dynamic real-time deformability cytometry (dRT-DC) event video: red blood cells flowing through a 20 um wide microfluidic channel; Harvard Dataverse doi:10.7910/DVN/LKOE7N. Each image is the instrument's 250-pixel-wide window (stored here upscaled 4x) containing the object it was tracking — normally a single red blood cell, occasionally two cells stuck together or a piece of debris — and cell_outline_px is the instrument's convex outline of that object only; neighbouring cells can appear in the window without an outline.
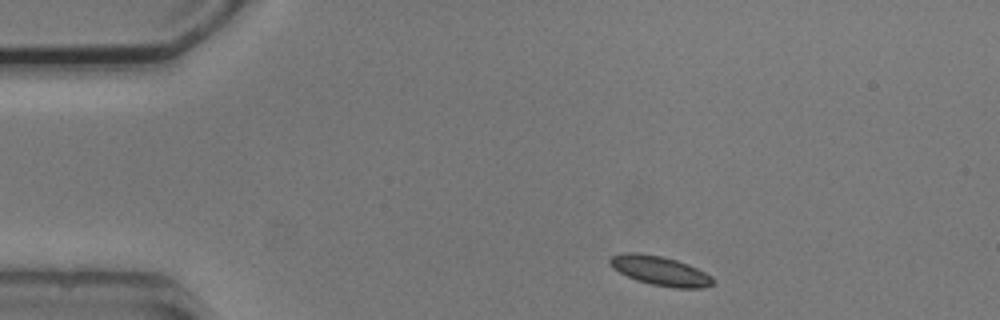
{"species": "common noctule bat (a hibernating species)", "species_latin": "Nyctalus noctula", "temperature_condition": "cold", "stored_images_in_passage": 4, "camera_frame_rate_fps": 3000, "um_per_image_px": 0.085, "animal": {"sex": "male", "body_mass_g": 20.5, "forearm_length_mm": 52.5}, "frame": {"image": 1, "passage_image": 1, "time_ms": 0.0, "image_size_px": [1000, 320], "cell_outline_px": [[716, 284], [704, 288], [676, 288], [652, 284], [636, 280], [612, 268], [608, 260], [612, 256], [624, 252], [636, 252], [660, 256], [676, 260], [688, 264], [712, 276], [716, 280]], "centroid_in_image_um": [56.14, 23.02], "position_along_channel_um": 28.9, "area_um2": 17.63}}
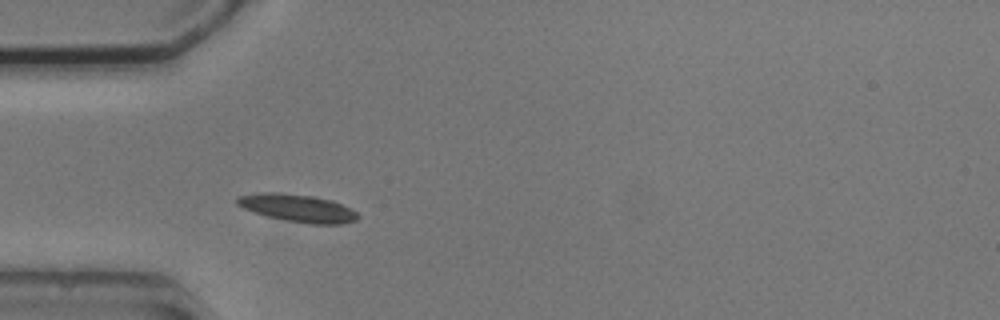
{"frame": {"image": 2, "passage_image": 3, "time_ms": 2.333, "image_size_px": [1000, 320], "cell_outline_px": [[360, 216], [356, 220], [344, 224], [308, 224], [268, 216], [244, 208], [236, 204], [236, 196], [260, 192], [280, 192], [312, 196], [332, 200], [356, 212]], "centroid_in_image_um": [25.29, 17.68], "position_along_channel_um": 59.7, "area_um2": 19.31}}